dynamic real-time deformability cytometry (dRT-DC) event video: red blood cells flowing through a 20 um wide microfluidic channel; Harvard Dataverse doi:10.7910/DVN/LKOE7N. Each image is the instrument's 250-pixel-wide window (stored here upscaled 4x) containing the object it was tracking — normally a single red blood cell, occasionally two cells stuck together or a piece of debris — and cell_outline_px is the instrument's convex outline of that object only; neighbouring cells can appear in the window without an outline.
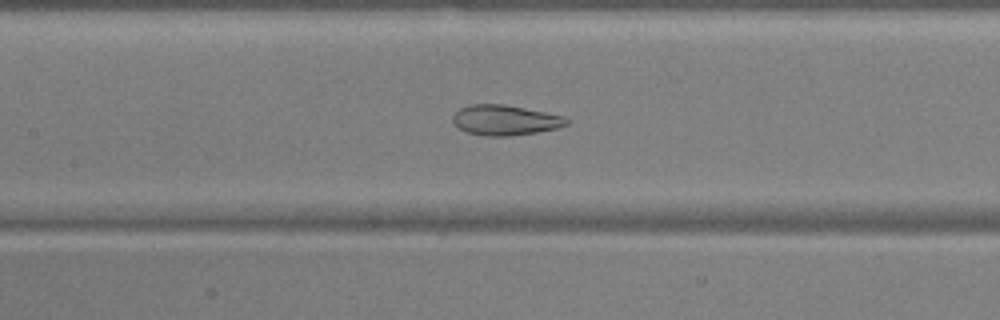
{"species": "common noctule bat (a hibernating species)", "species_latin": "Nyctalus noctula", "temperature_condition": "warm", "stored_images_in_passage": 54, "camera_frame_rate_fps": 3000, "um_per_image_px": 0.085, "animal": {"sex": "male", "body_mass_g": 17.9, "forearm_length_mm": 54.2}, "frame": {"image": 1, "passage_image": 26, "time_ms": 8.333, "image_size_px": [1000, 320], "cell_outline_px": [[568, 124], [556, 128], [536, 132], [508, 136], [484, 136], [464, 132], [452, 120], [452, 116], [460, 108], [472, 104], [504, 104], [564, 116], [568, 120]], "centroid_in_image_um": [42.9, 10.21], "position_along_channel_um": 164.5, "area_um2": 19.88}}
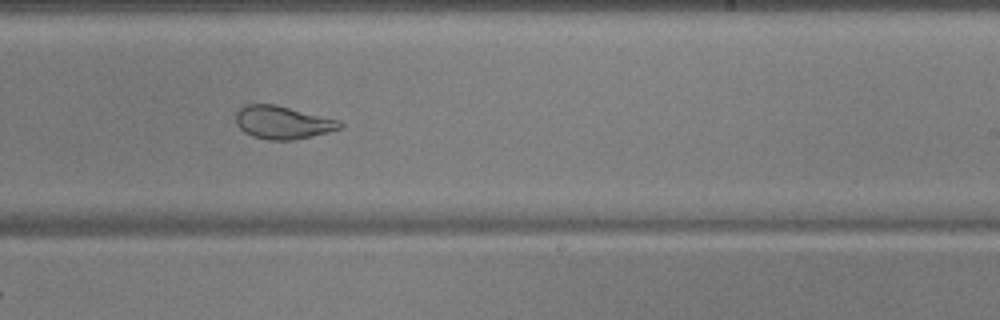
{"frame": {"image": 2, "passage_image": 34, "time_ms": 11.0, "image_size_px": [1000, 320], "cell_outline_px": [[344, 124], [340, 128], [328, 132], [312, 136], [292, 140], [268, 140], [252, 136], [244, 132], [236, 124], [236, 112], [240, 108], [248, 104], [276, 104], [340, 120]], "centroid_in_image_um": [24.03, 10.4], "position_along_channel_um": 265.0, "area_um2": 20.06}}
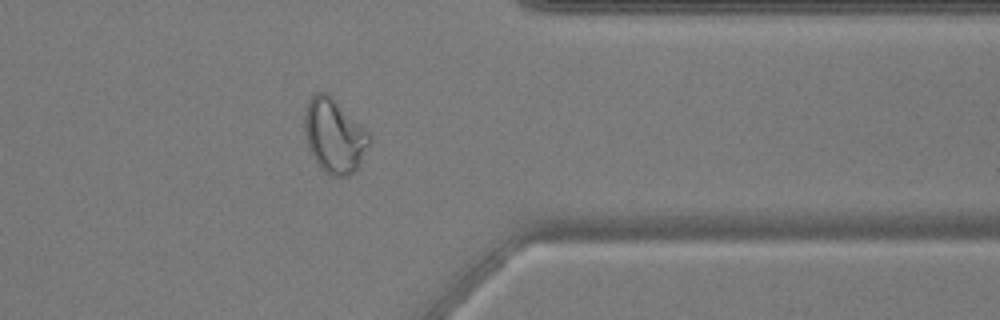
{"frame": {"image": 3, "passage_image": 44, "time_ms": 14.333, "image_size_px": [1000, 320], "cell_outline_px": [[372, 140], [356, 168], [348, 176], [328, 176], [320, 168], [308, 144], [304, 132], [304, 116], [308, 100], [316, 92], [324, 92], [332, 96], [372, 136]], "centroid_in_image_um": [28.41, 11.53], "position_along_channel_um": 383.0, "area_um2": 27.69}, "authors_computed_cell_mechanics": {"area_um2": 26.5302, "velocity_mm_per_s": 3.7754, "shape_relaxation_time_tau1_ms": 8.6615, "shape_relaxation_time_tau2_ms": 1.3194, "deformation_change_tau1": 0.2375, "deformation_change_tau2": 0.0854}}